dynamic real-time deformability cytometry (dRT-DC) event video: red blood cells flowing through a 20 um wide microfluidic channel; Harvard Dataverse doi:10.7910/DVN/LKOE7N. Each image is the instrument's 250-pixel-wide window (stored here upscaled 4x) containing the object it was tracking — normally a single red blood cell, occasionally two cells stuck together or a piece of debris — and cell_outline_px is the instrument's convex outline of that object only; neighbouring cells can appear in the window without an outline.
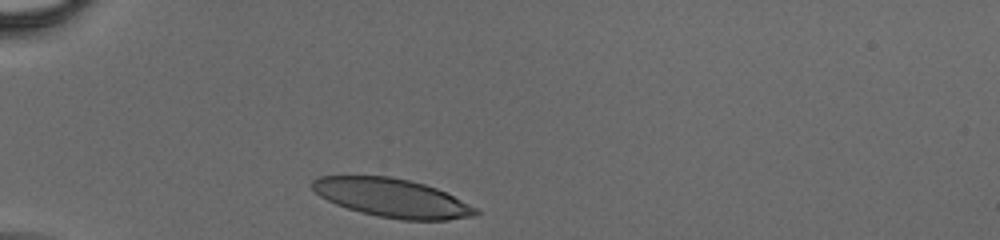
{"species": "human", "species_latin": "Homo sapiens", "temperature_condition": "cold", "stored_images_in_passage": 31, "camera_frame_rate_fps": 3000, "um_per_image_px": 0.085, "donor": {"sex": "male"}, "frame": {"image": 1, "passage_image": 1, "time_ms": 0.0, "image_size_px": [1000, 240], "cell_outline_px": [[480, 212], [476, 216], [448, 220], [400, 220], [360, 212], [336, 204], [320, 196], [308, 184], [312, 180], [320, 176], [388, 176], [408, 180], [424, 184], [436, 188], [476, 208]], "centroid_in_image_um": [33.3, 16.82], "position_along_channel_um": 51.7, "area_um2": 36.47}}
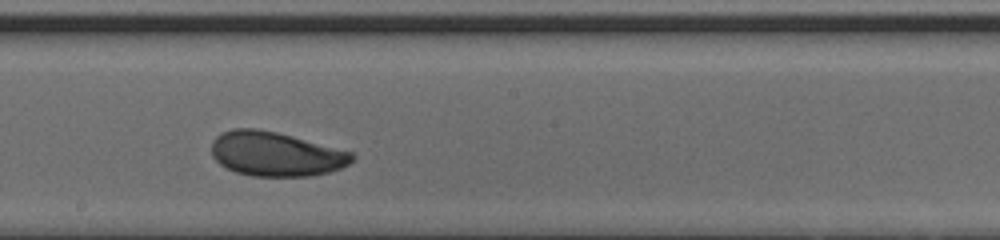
{"frame": {"image": 2, "passage_image": 17, "time_ms": 5.333, "image_size_px": [1000, 240], "cell_outline_px": [[356, 156], [348, 164], [340, 168], [328, 172], [308, 176], [252, 176], [236, 172], [220, 164], [212, 156], [212, 140], [220, 132], [232, 128], [256, 128], [276, 132], [292, 136], [352, 152]], "centroid_in_image_um": [23.4, 13.08], "position_along_channel_um": 224.8, "area_um2": 36.24}}
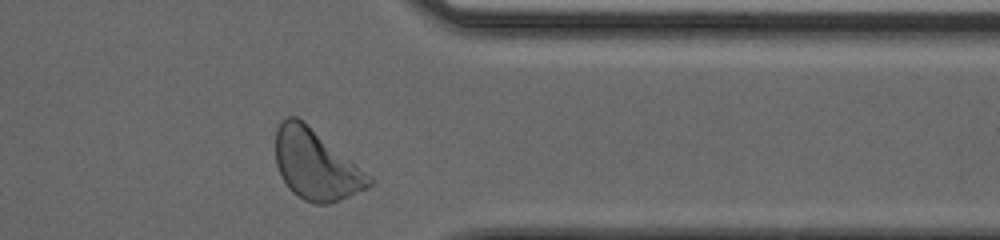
{"frame": {"image": 3, "passage_image": 30, "time_ms": 9.667, "image_size_px": [1000, 240], "cell_outline_px": [[372, 184], [368, 188], [328, 204], [316, 204], [304, 200], [292, 192], [288, 188], [276, 164], [276, 128], [280, 120], [288, 116], [296, 116], [372, 176]], "centroid_in_image_um": [26.83, 14.01], "position_along_channel_um": 384.6, "area_um2": 37.69}}